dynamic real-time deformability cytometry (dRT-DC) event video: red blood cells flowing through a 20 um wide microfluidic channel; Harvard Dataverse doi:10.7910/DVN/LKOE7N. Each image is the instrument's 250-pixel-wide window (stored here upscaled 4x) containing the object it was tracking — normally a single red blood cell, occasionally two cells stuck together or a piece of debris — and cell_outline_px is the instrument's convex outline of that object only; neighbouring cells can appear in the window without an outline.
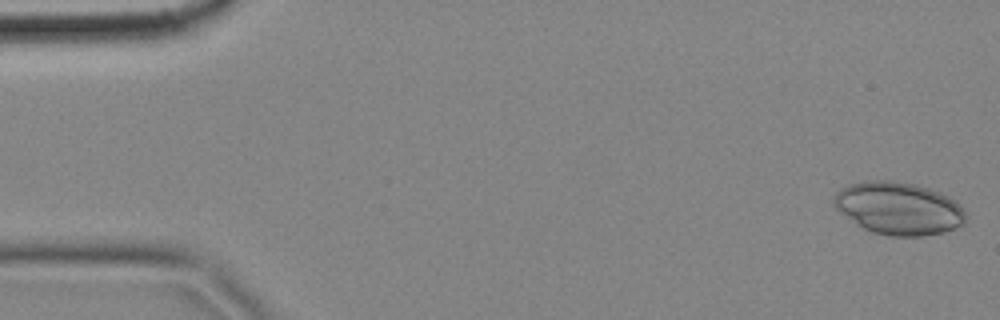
{"species": "common noctule bat (a hibernating species)", "species_latin": "Nyctalus noctula", "temperature_condition": "cold", "stored_images_in_passage": 57, "camera_frame_rate_fps": 3000, "um_per_image_px": 0.085, "animal": {"sex": "female", "body_mass_g": 18.4}, "frame": {"image": 1, "passage_image": 1, "time_ms": 0.0, "image_size_px": [1000, 320], "cell_outline_px": [[964, 220], [960, 224], [944, 232], [924, 236], [888, 236], [872, 232], [856, 224], [840, 212], [832, 204], [832, 200], [836, 192], [840, 188], [848, 184], [864, 180], [892, 180], [916, 184], [940, 192], [956, 200], [964, 212]], "centroid_in_image_um": [76.32, 17.69], "position_along_channel_um": 8.7, "area_um2": 40.52}}
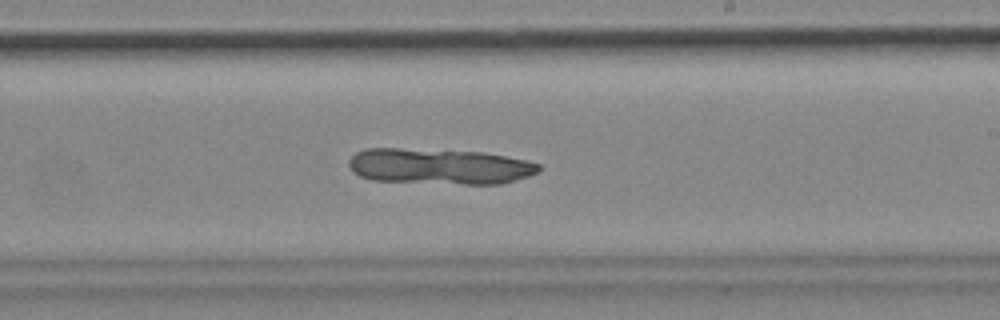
{"frame": {"image": 2, "passage_image": 33, "time_ms": 10.667, "image_size_px": [1000, 320], "cell_outline_px": [[540, 168], [536, 172], [528, 176], [516, 180], [500, 184], [464, 184], [372, 180], [360, 176], [352, 172], [348, 164], [348, 160], [356, 152], [364, 148], [400, 148], [484, 152], [524, 160], [540, 164]], "centroid_in_image_um": [37.3, 14.14], "position_along_channel_um": 251.7, "area_um2": 39.59}}
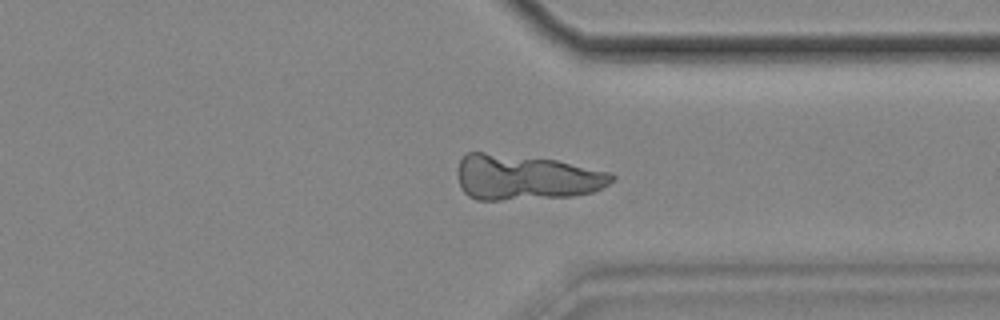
{"frame": {"image": 3, "passage_image": 43, "time_ms": 14.0, "image_size_px": [1000, 320], "cell_outline_px": [[616, 176], [608, 184], [592, 192], [572, 196], [500, 200], [476, 200], [468, 196], [464, 192], [460, 184], [456, 172], [456, 168], [460, 160], [468, 152], [484, 152], [556, 160], [612, 172]], "centroid_in_image_um": [44.67, 15.07], "position_along_channel_um": 366.7, "area_um2": 40.81}}